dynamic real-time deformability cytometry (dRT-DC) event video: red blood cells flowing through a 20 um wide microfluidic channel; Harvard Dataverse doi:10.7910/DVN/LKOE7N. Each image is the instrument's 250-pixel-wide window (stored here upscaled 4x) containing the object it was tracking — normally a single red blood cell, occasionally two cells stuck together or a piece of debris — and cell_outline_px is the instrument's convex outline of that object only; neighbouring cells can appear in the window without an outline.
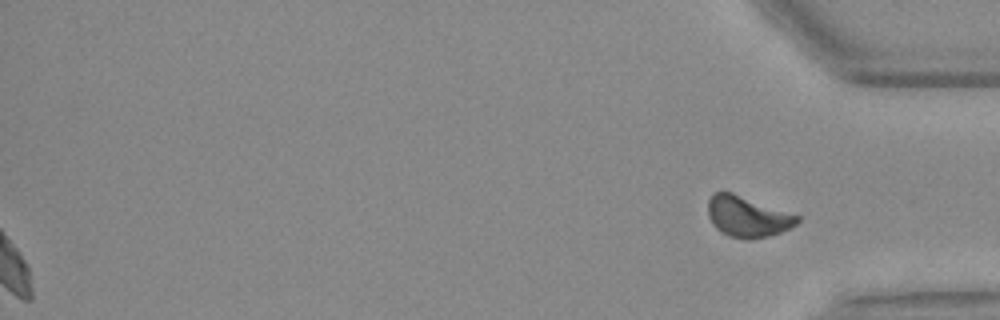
{"species": "Egyptian fruit bat (a non-hibernating species)", "species_latin": "Rousettus aegyptiacus", "temperature_condition": "warm", "stored_images_in_passage": 49, "segment_of_instrument_passage": [2, 2], "camera_frame_rate_fps": 3000, "um_per_image_px": 0.085, "animal": {"sex": "female"}, "frame": {"image": 1, "passage_image": 49, "time_ms": 16.0, "image_size_px": [1000, 320], "cell_outline_px": [[800, 220], [792, 228], [768, 236], [752, 240], [748, 240], [728, 236], [720, 232], [712, 224], [708, 216], [708, 200], [712, 192], [732, 192], [800, 216]], "centroid_in_image_um": [63.52, 18.42], "position_along_channel_um": 371.7, "area_um2": 21.44}}